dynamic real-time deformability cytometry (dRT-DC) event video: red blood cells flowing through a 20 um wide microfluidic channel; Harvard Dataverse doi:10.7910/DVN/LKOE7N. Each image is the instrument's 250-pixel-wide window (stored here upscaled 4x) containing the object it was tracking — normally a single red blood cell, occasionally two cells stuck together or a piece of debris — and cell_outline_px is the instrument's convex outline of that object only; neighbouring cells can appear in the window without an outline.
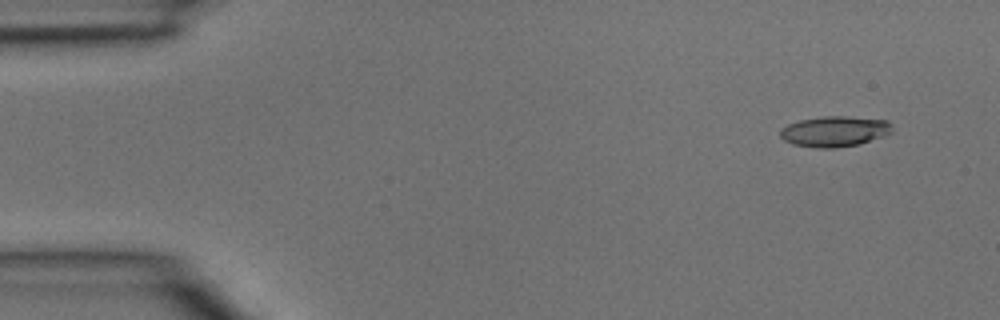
{"species": "common noctule bat (a hibernating species)", "species_latin": "Nyctalus noctula", "temperature_condition": "room temperature", "stored_images_in_passage": 3, "camera_frame_rate_fps": 3000, "um_per_image_px": 0.085, "animal": {"sex": "male", "body_mass_g": 15.6}, "frame": {"image": 1, "passage_image": 1, "time_ms": 0.0, "image_size_px": [1000, 320], "cell_outline_px": [[892, 132], [884, 136], [860, 144], [836, 148], [816, 148], [792, 144], [784, 140], [780, 136], [780, 128], [788, 124], [800, 120], [824, 116], [844, 116], [888, 120], [892, 124]], "centroid_in_image_um": [70.95, 11.17], "position_along_channel_um": 14.1, "area_um2": 20.11}}